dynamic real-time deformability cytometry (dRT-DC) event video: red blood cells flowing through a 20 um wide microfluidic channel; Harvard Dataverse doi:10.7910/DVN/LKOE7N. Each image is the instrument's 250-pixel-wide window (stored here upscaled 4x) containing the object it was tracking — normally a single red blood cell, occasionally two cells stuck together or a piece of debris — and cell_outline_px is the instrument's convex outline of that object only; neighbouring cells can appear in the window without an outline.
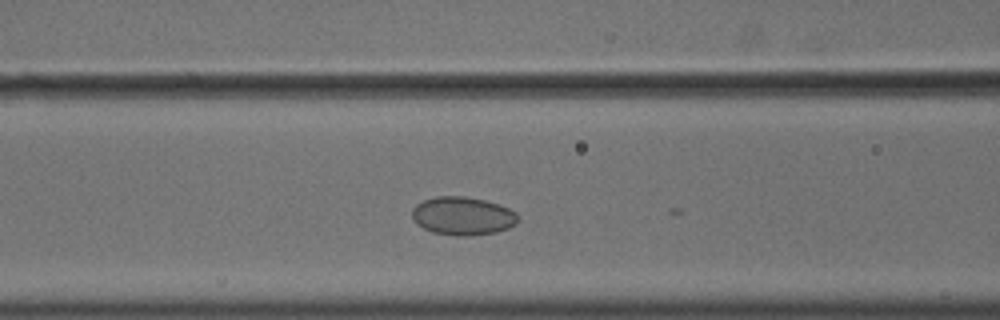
{"species": "common noctule bat (a hibernating species)", "species_latin": "Nyctalus noctula", "temperature_condition": "cold", "stored_images_in_passage": 16, "camera_frame_rate_fps": 3000, "um_per_image_px": 0.085, "animal": {"sex": "male", "body_mass_g": 18.8}, "frame": {"image": 1, "passage_image": 13, "time_ms": 4.0, "image_size_px": [1000, 320], "cell_outline_px": [[516, 224], [508, 228], [496, 232], [472, 236], [460, 236], [432, 232], [416, 224], [412, 220], [412, 208], [416, 204], [424, 200], [436, 196], [464, 196], [484, 200], [508, 208], [516, 212]], "centroid_in_image_um": [39.29, 18.36], "position_along_channel_um": 127.3, "area_um2": 23.58}}